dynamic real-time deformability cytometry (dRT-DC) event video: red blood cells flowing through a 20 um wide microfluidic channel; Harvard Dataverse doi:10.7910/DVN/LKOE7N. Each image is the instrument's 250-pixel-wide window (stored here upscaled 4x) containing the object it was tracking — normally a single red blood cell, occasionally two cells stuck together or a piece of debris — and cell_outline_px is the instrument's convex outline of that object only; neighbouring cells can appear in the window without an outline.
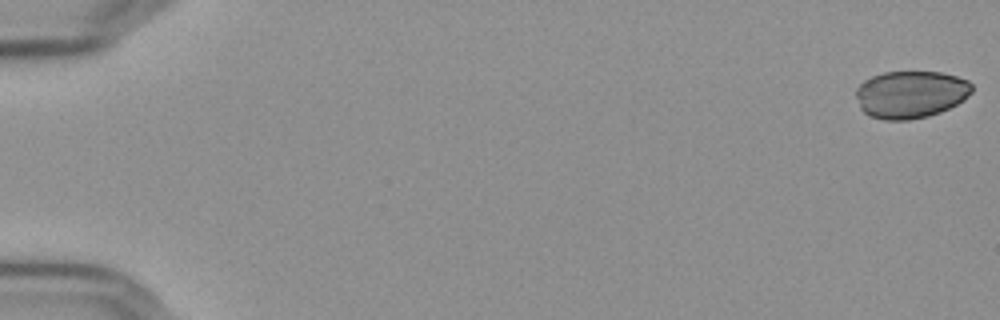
{"species": "Egyptian fruit bat (a non-hibernating species)", "species_latin": "Rousettus aegyptiacus", "temperature_condition": "cold", "stored_images_in_passage": 57, "camera_frame_rate_fps": 3000, "um_per_image_px": 0.085, "frame": {"image": 1, "passage_image": 1, "time_ms": 0.0, "image_size_px": [1000, 320], "cell_outline_px": [[972, 92], [964, 100], [940, 112], [928, 116], [908, 120], [884, 120], [868, 116], [860, 108], [856, 96], [856, 88], [864, 80], [872, 76], [884, 72], [940, 72], [956, 76], [968, 80], [972, 84]], "centroid_in_image_um": [77.39, 8.03], "position_along_channel_um": 7.6, "area_um2": 32.14}}
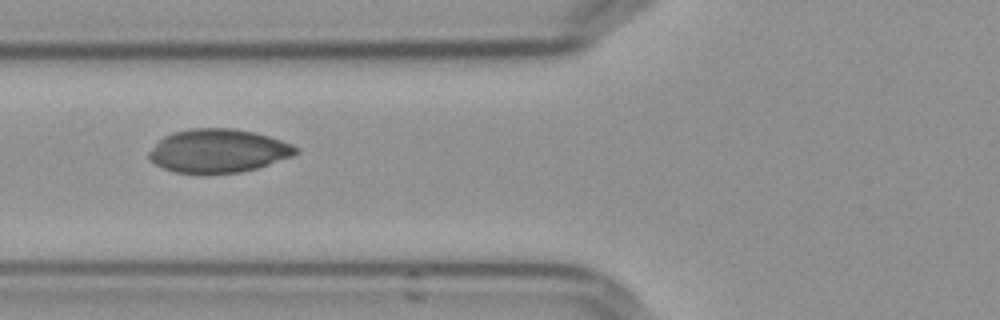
{"frame": {"image": 2, "passage_image": 23, "time_ms": 7.333, "image_size_px": [1000, 320], "cell_outline_px": [[300, 152], [292, 156], [256, 168], [240, 172], [176, 172], [164, 168], [156, 164], [148, 156], [148, 152], [164, 136], [172, 132], [188, 128], [232, 128], [252, 132], [268, 136], [292, 144], [300, 148]], "centroid_in_image_um": [18.56, 12.79], "position_along_channel_um": 107.2, "area_um2": 36.7}}
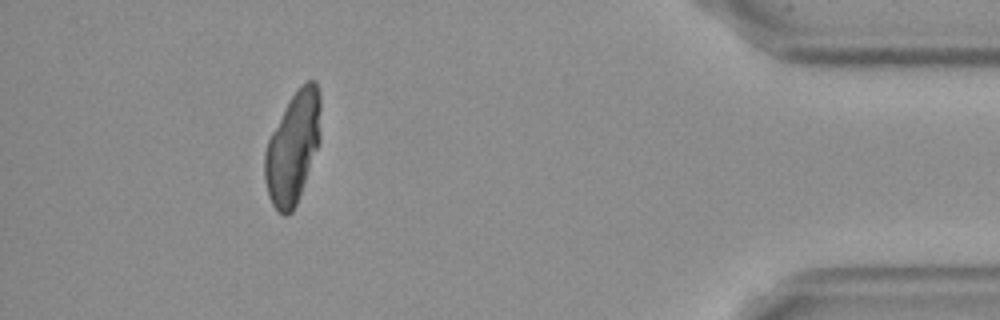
{"frame": {"image": 3, "passage_image": 52, "time_ms": 17.0, "image_size_px": [1000, 320], "cell_outline_px": [[320, 140], [296, 204], [292, 212], [288, 216], [284, 216], [272, 204], [268, 196], [264, 180], [264, 152], [268, 140], [288, 100], [300, 84], [308, 80], [316, 80], [320, 92]], "centroid_in_image_um": [24.89, 12.52], "position_along_channel_um": 410.3, "area_um2": 36.3}}